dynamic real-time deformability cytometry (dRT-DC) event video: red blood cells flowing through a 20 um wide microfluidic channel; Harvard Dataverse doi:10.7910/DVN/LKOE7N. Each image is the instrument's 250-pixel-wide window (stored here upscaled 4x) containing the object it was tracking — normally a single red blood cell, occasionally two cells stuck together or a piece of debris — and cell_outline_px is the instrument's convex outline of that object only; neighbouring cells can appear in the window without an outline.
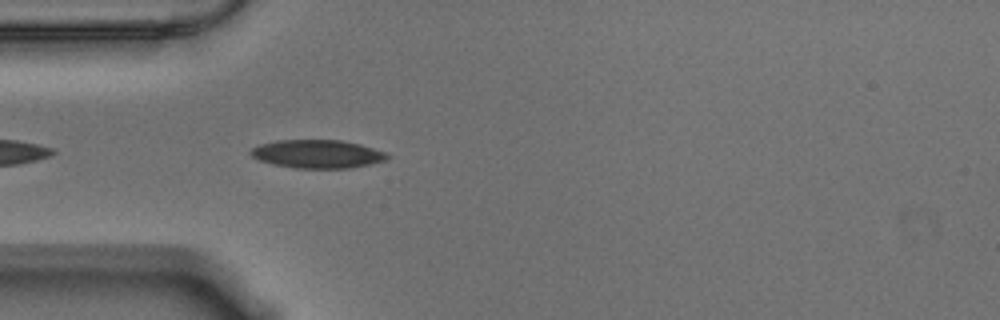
{"species": "Egyptian fruit bat (a non-hibernating species)", "species_latin": "Rousettus aegyptiacus", "temperature_condition": "warm", "stored_images_in_passage": 6, "camera_frame_rate_fps": 3000, "um_per_image_px": 0.085, "animal": {"sex": "male"}, "frame": {"image": 1, "passage_image": 3, "time_ms": 0.667, "image_size_px": [1000, 320], "cell_outline_px": [[388, 156], [384, 160], [368, 164], [348, 168], [296, 168], [272, 164], [260, 160], [252, 156], [248, 152], [252, 148], [260, 144], [276, 140], [340, 140], [360, 144], [384, 152]], "centroid_in_image_um": [26.91, 13.08], "position_along_channel_um": 58.1, "area_um2": 22.25}}